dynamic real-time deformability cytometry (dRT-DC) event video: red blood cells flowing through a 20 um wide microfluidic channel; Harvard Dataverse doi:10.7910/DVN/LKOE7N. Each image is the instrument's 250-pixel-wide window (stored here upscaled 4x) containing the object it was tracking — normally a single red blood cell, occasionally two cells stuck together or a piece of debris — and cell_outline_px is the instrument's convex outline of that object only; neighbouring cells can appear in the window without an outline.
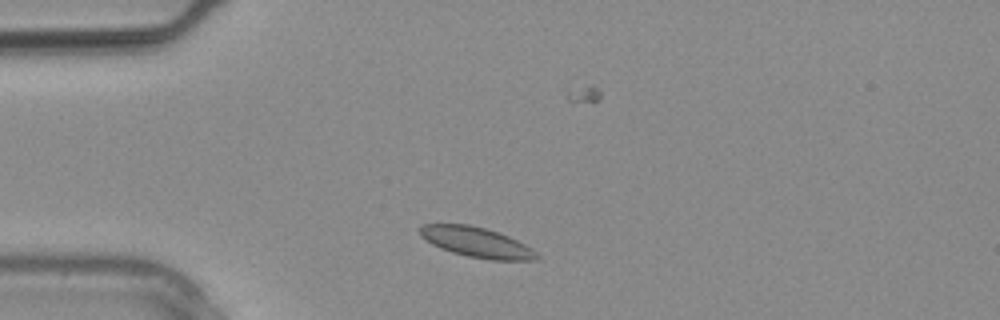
{"species": "common noctule bat (a hibernating species)", "species_latin": "Nyctalus noctula", "temperature_condition": "warm", "stored_images_in_passage": 19, "camera_frame_rate_fps": 3000, "um_per_image_px": 0.085, "animal": {"sex": "male", "body_mass_g": 20.4}, "frame": {"image": 1, "passage_image": 4, "time_ms": 1.0, "image_size_px": [1000, 320], "cell_outline_px": [[540, 256], [536, 260], [492, 260], [468, 256], [452, 252], [440, 248], [432, 244], [420, 236], [416, 228], [424, 224], [468, 224], [484, 228], [508, 236], [524, 244], [536, 252]], "centroid_in_image_um": [40.46, 20.59], "position_along_channel_um": 44.5, "area_um2": 20.4}}